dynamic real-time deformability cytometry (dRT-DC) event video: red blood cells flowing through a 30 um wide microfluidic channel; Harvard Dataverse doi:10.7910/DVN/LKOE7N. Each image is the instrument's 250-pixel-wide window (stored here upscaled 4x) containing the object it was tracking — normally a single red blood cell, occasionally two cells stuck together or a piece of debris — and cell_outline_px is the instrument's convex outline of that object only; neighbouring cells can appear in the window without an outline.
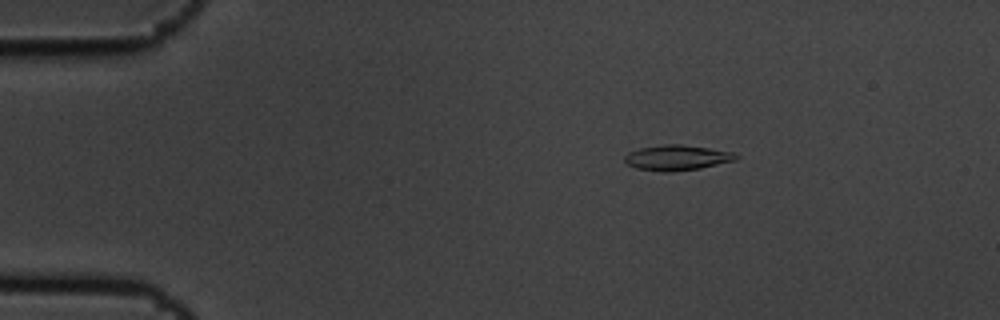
{"species": "common noctule bat (a hibernating species)", "species_latin": "Nyctalus noctula", "temperature_condition": "cold", "stored_images_in_passage": 5, "camera_frame_rate_fps": 3000, "um_per_image_px": 0.085, "animal": {"sex": "male", "body_mass_g": 19.5, "forearm_length_mm": 54.6}, "frame": {"image": 1, "passage_image": 3, "time_ms": 0.667, "image_size_px": [1000, 320], "cell_outline_px": [[740, 156], [736, 160], [700, 168], [672, 172], [664, 172], [636, 168], [628, 164], [624, 160], [624, 156], [628, 152], [640, 148], [664, 144], [680, 144], [736, 152]], "centroid_in_image_um": [57.56, 13.4], "position_along_channel_um": 27.4, "area_um2": 16.47}}